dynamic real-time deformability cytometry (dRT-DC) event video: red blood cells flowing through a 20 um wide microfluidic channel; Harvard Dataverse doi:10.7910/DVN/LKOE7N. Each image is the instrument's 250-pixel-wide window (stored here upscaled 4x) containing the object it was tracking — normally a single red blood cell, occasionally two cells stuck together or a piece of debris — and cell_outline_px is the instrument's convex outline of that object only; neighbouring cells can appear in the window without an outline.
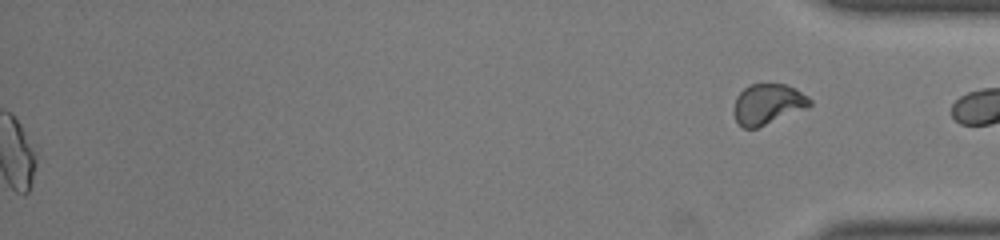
{"species": "common noctule bat (a hibernating species)", "species_latin": "Nyctalus noctula", "temperature_condition": "room temperature", "stored_images_in_passage": 41, "segment_of_instrument_passage": [2, 2], "camera_frame_rate_fps": 3000, "um_per_image_px": 0.085, "animal": {"sex": "male", "body_mass_g": 19.0, "forearm_length_mm": 50.8}, "frame": {"image": 1, "passage_image": 41, "time_ms": 13.333, "image_size_px": [1000, 240], "cell_outline_px": [[812, 104], [808, 108], [756, 128], [744, 128], [736, 120], [732, 112], [732, 108], [736, 96], [748, 84], [784, 84], [808, 96], [812, 100]], "centroid_in_image_um": [65.24, 8.85], "position_along_channel_um": 370.0, "area_um2": 17.98}}